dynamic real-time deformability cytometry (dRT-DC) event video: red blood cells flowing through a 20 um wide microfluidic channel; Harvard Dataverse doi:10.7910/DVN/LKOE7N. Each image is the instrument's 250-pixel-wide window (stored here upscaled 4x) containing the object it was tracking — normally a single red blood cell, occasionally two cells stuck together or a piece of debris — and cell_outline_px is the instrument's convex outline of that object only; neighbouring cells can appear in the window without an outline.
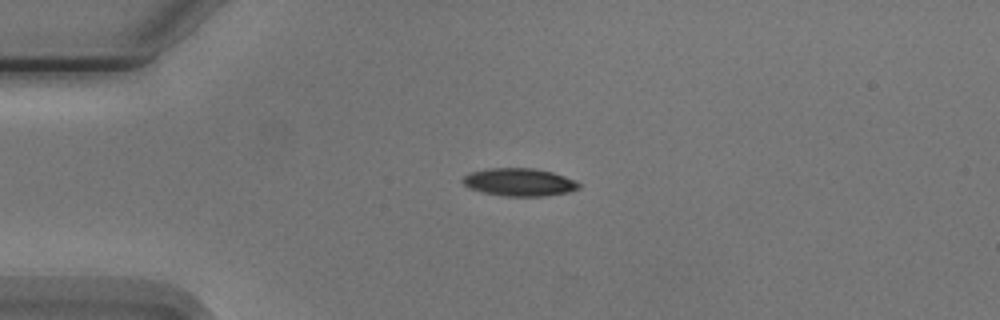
{"species": "Egyptian fruit bat (a non-hibernating species)", "species_latin": "Rousettus aegyptiacus", "temperature_condition": "cold", "stored_images_in_passage": 4, "camera_frame_rate_fps": 3000, "um_per_image_px": 0.085, "animal": {"sex": "male"}, "frame": {"image": 1, "passage_image": 3, "time_ms": 2.333, "image_size_px": [1000, 320], "cell_outline_px": [[580, 188], [568, 192], [544, 196], [504, 196], [484, 192], [468, 188], [460, 180], [468, 172], [488, 168], [532, 168], [552, 172], [576, 180], [580, 184]], "centroid_in_image_um": [44.12, 15.48], "position_along_channel_um": 40.9, "area_um2": 18.9}}